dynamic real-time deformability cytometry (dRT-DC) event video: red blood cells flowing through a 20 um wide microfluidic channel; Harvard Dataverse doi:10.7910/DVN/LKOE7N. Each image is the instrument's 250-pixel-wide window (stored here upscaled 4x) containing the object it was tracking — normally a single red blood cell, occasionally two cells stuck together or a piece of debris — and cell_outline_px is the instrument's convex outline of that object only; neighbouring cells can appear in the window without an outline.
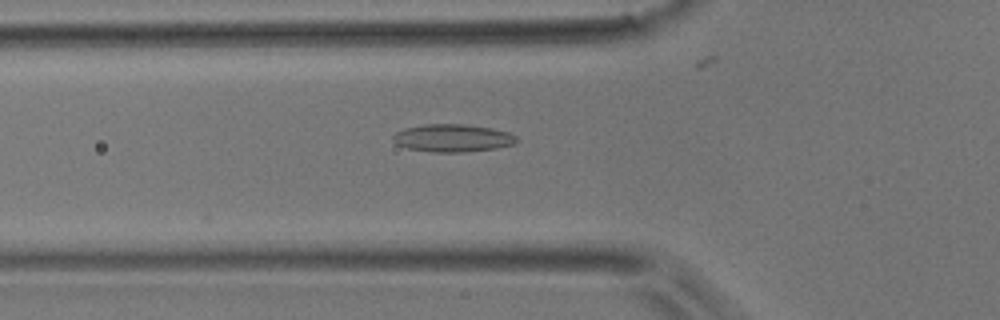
{"species": "common noctule bat (a hibernating species)", "species_latin": "Nyctalus noctula", "temperature_condition": "room temperature", "stored_images_in_passage": 37, "camera_frame_rate_fps": 3000, "um_per_image_px": 0.085, "animal": {"sex": "male", "body_mass_g": 17.9}, "frame": {"image": 1, "passage_image": 11, "time_ms": 3.333, "image_size_px": [1000, 320], "cell_outline_px": [[520, 140], [512, 144], [496, 148], [460, 152], [432, 152], [408, 148], [396, 144], [392, 140], [392, 136], [396, 132], [404, 128], [424, 124], [464, 124], [492, 128], [508, 132], [516, 136]], "centroid_in_image_um": [38.45, 11.72], "position_along_channel_um": 87.3, "area_um2": 19.94}}
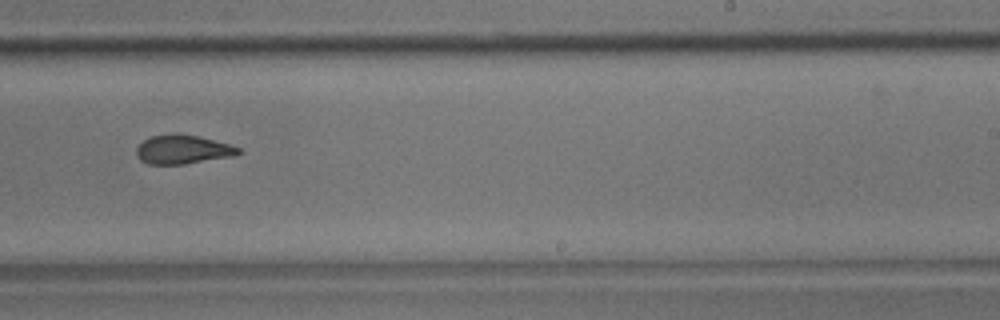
{"frame": {"image": 2, "passage_image": 25, "time_ms": 8.0, "image_size_px": [1000, 320], "cell_outline_px": [[240, 152], [232, 156], [184, 164], [148, 164], [140, 160], [136, 156], [136, 148], [144, 140], [152, 136], [176, 132], [200, 136], [228, 144], [240, 148]], "centroid_in_image_um": [15.49, 12.69], "position_along_channel_um": 273.5, "area_um2": 17.22}}
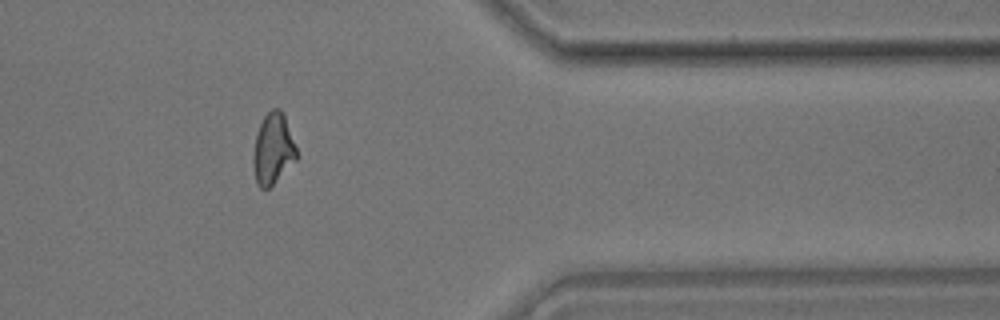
{"frame": {"image": 3, "passage_image": 35, "time_ms": 11.333, "image_size_px": [1000, 320], "cell_outline_px": [[300, 156], [268, 188], [260, 188], [256, 184], [252, 164], [252, 156], [256, 132], [264, 116], [272, 108], [280, 108], [284, 116]], "centroid_in_image_um": [23.19, 12.66], "position_along_channel_um": 388.2, "area_um2": 18.03}, "authors_computed_cell_mechanics": {"area_um2": 18.0336, "velocity_mm_per_s": 3.9815, "shape_relaxation_time_tau1_ms": 9.7802, "shape_relaxation_time_tau2_ms": 2.7955, "deformation_change_tau1": 0.2338, "deformation_change_tau2": 0.1067}}